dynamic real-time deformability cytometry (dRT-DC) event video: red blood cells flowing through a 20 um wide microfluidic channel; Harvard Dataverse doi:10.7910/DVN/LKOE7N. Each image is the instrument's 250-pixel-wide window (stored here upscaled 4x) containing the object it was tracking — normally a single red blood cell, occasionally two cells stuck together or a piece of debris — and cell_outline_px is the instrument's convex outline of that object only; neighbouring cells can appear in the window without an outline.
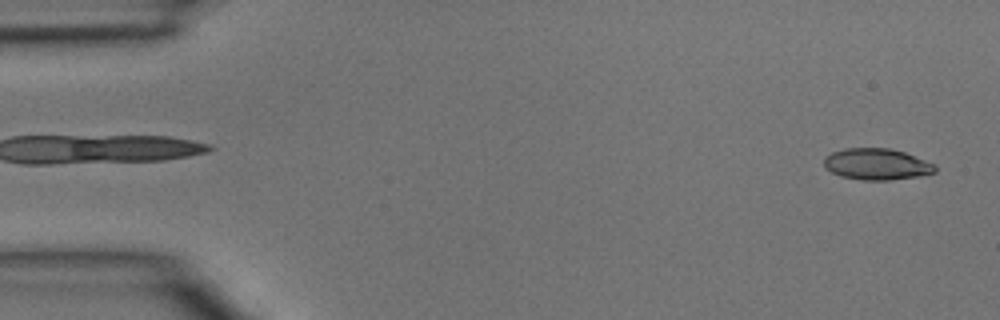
{"species": "common noctule bat (a hibernating species)", "species_latin": "Nyctalus noctula", "temperature_condition": "room temperature", "stored_images_in_passage": 44, "camera_frame_rate_fps": 3000, "um_per_image_px": 0.085, "animal": {"sex": "male", "body_mass_g": 15.6}, "frame": {"image": 1, "passage_image": 1, "time_ms": 0.0, "image_size_px": [1000, 320], "cell_outline_px": [[936, 172], [916, 176], [892, 180], [860, 180], [840, 176], [832, 172], [824, 164], [824, 156], [832, 152], [844, 148], [888, 148], [904, 152], [936, 164]], "centroid_in_image_um": [74.52, 13.95], "position_along_channel_um": 10.5, "area_um2": 20.29}}
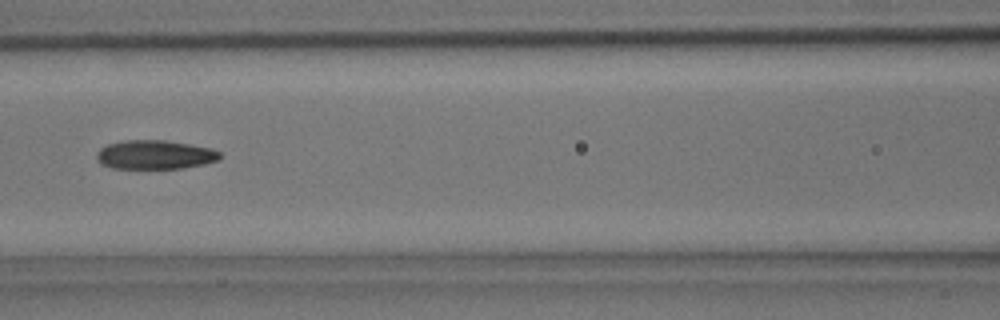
{"frame": {"image": 2, "passage_image": 19, "time_ms": 6.0, "image_size_px": [1000, 320], "cell_outline_px": [[220, 156], [216, 160], [204, 164], [184, 168], [112, 168], [100, 164], [96, 160], [96, 156], [100, 148], [108, 144], [128, 140], [164, 140], [212, 148], [220, 152]], "centroid_in_image_um": [13.14, 13.15], "position_along_channel_um": 153.5, "area_um2": 20.69}}
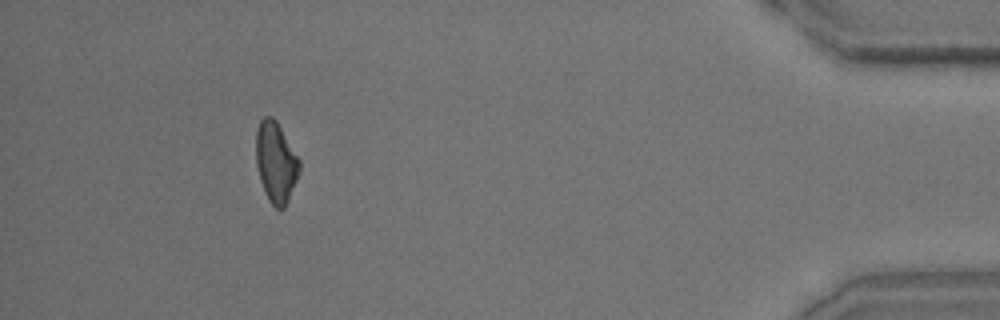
{"frame": {"image": 3, "passage_image": 41, "time_ms": 13.333, "image_size_px": [1000, 320], "cell_outline_px": [[300, 172], [288, 200], [284, 208], [276, 208], [268, 200], [264, 192], [260, 180], [256, 164], [256, 128], [260, 120], [264, 116], [272, 116], [276, 120], [300, 160]], "centroid_in_image_um": [23.44, 13.77], "position_along_channel_um": 411.8, "area_um2": 20.46}}